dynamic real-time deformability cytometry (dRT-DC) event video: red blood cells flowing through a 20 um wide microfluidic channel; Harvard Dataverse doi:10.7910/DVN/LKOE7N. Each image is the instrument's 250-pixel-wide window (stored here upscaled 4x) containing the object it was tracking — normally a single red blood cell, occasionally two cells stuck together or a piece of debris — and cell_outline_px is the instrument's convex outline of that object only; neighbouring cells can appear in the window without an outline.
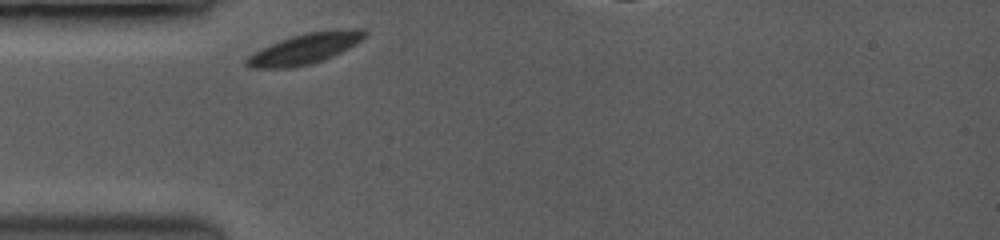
{"species": "common noctule bat (a hibernating species)", "species_latin": "Nyctalus noctula", "temperature_condition": "room temperature", "stored_images_in_passage": 31, "camera_frame_rate_fps": 3500, "um_per_image_px": 0.085, "animal": {"sex": "female", "body_mass_g": 19.0, "forearm_length_mm": 53.3}, "frame": {"image": 1, "passage_image": 1, "time_ms": 0.0, "image_size_px": [1000, 240], "cell_outline_px": [[368, 36], [356, 44], [324, 60], [312, 64], [288, 68], [252, 68], [244, 64], [244, 60], [248, 56], [280, 40], [292, 36], [308, 32], [344, 28], [368, 28]], "centroid_in_image_um": [26.01, 4.12], "position_along_channel_um": 59.0, "area_um2": 21.15}}
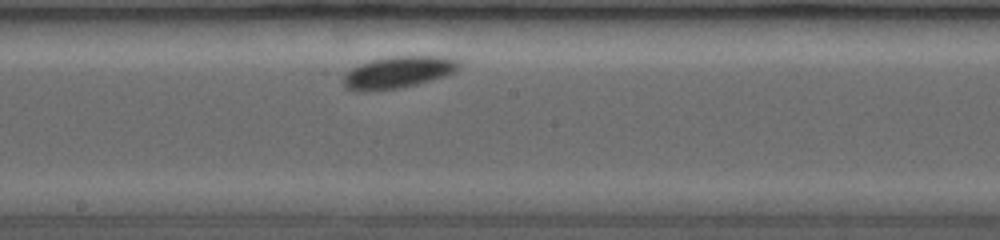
{"frame": {"image": 2, "passage_image": 17, "time_ms": 4.286, "image_size_px": [1000, 240], "cell_outline_px": [[460, 68], [456, 72], [444, 76], [416, 84], [396, 88], [348, 88], [344, 84], [344, 76], [352, 68], [360, 64], [372, 60], [392, 56], [448, 56], [456, 60], [460, 64]], "centroid_in_image_um": [33.97, 6.08], "position_along_channel_um": 214.2, "area_um2": 20.52}}
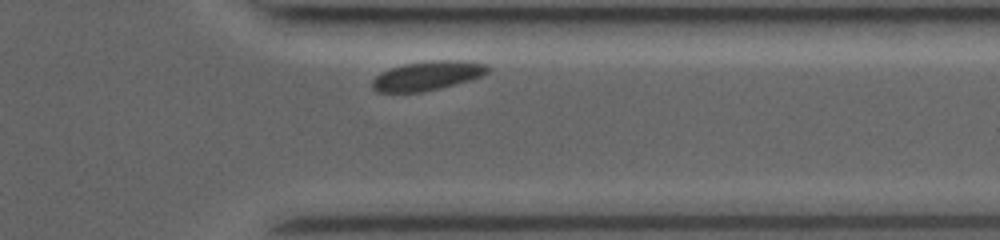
{"frame": {"image": 3, "passage_image": 29, "time_ms": 8.571, "image_size_px": [1000, 240], "cell_outline_px": [[488, 72], [480, 76], [468, 80], [440, 88], [424, 92], [376, 92], [372, 88], [372, 80], [376, 76], [392, 68], [404, 64], [432, 60], [464, 60], [484, 64], [488, 68]], "centroid_in_image_um": [36.3, 6.44], "position_along_channel_um": 375.1, "area_um2": 19.36}, "authors_computed_cell_mechanics": {"area_um2": 20.5768, "velocity_mm_per_s": 3.6968, "shape_relaxation_time_tau1_ms": 0.6885, "shape_relaxation_time_tau2_ms": null, "deformation_change_tau1": 0.046, "deformation_change_tau2": null}}